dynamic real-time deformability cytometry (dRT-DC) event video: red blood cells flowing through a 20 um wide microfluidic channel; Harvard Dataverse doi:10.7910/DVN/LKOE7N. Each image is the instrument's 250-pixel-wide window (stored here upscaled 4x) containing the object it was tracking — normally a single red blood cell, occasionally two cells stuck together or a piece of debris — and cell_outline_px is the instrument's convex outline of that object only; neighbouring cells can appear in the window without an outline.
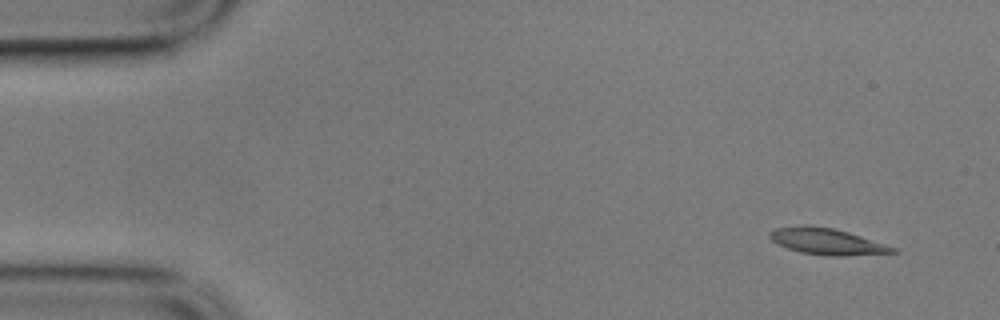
{"species": "common noctule bat (a hibernating species)", "species_latin": "Nyctalus noctula", "temperature_condition": "cold", "stored_images_in_passage": 53, "camera_frame_rate_fps": 3000, "um_per_image_px": 0.085, "animal": {"sex": "male", "body_mass_g": 17.9}, "frame": {"image": 1, "passage_image": 1, "time_ms": 0.0, "image_size_px": [1000, 320], "cell_outline_px": [[900, 252], [844, 256], [828, 256], [800, 252], [788, 248], [772, 240], [768, 236], [768, 232], [776, 228], [804, 224], [832, 228], [848, 232], [896, 248]], "centroid_in_image_um": [70.26, 20.52], "position_along_channel_um": 14.7, "area_um2": 18.73}}
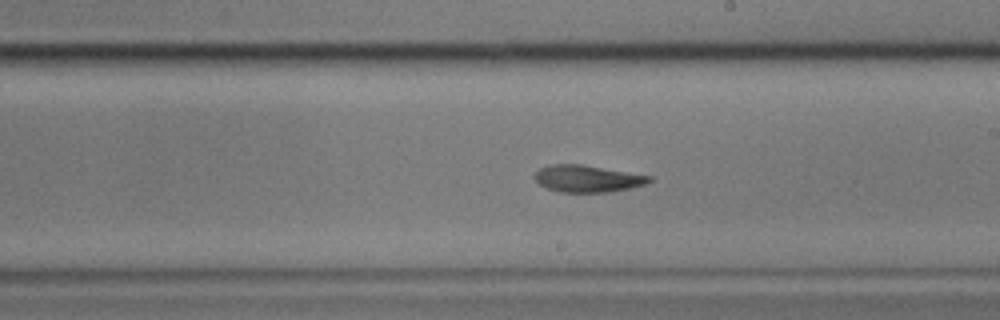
{"frame": {"image": 2, "passage_image": 29, "time_ms": 9.333, "image_size_px": [1000, 320], "cell_outline_px": [[652, 180], [644, 184], [628, 188], [608, 192], [560, 192], [544, 188], [532, 176], [540, 168], [548, 164], [580, 164], [652, 176]], "centroid_in_image_um": [49.87, 15.18], "position_along_channel_um": 239.1, "area_um2": 17.92}}
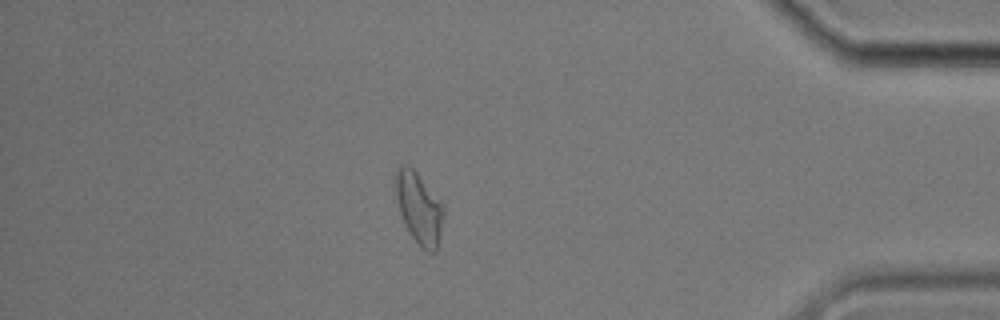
{"frame": {"image": 3, "passage_image": 46, "time_ms": 15.0, "image_size_px": [1000, 320], "cell_outline_px": [[444, 216], [436, 248], [432, 252], [428, 252], [420, 248], [408, 232], [404, 224], [400, 212], [396, 196], [396, 168], [400, 164], [408, 164], [416, 172], [444, 204]], "centroid_in_image_um": [35.61, 17.68], "position_along_channel_um": 399.6, "area_um2": 19.94}, "authors_computed_cell_mechanics": {"area_um2": 18.6694, "velocity_mm_per_s": 3.5051, "shape_relaxation_time_tau1_ms": null, "shape_relaxation_time_tau2_ms": 3.5127, "deformation_change_tau1": null, "deformation_change_tau2": 0.087}}